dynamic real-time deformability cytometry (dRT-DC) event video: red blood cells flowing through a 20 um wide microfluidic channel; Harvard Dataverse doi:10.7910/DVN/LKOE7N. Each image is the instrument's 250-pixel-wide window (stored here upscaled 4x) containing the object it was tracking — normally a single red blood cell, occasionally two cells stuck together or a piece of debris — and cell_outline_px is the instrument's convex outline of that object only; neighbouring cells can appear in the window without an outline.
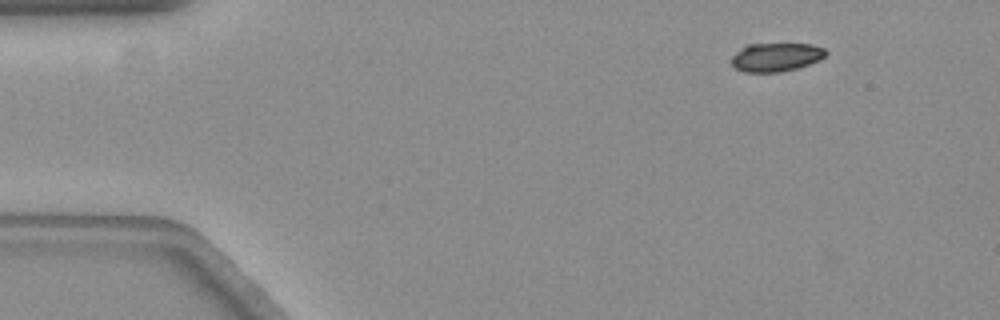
{"species": "common noctule bat (a hibernating species)", "species_latin": "Nyctalus noctula", "temperature_condition": "warm", "stored_images_in_passage": 3, "camera_frame_rate_fps": 3000, "um_per_image_px": 0.085, "animal": {"sex": "female", "body_mass_g": 19.3, "forearm_length_mm": 54.1}, "frame": {"image": 1, "passage_image": 2, "time_ms": 0.333, "image_size_px": [1000, 320], "cell_outline_px": [[828, 52], [824, 56], [808, 64], [796, 68], [780, 72], [744, 72], [736, 68], [732, 64], [732, 56], [736, 52], [748, 44], [812, 44], [824, 48]], "centroid_in_image_um": [65.95, 4.85], "position_along_channel_um": 19.1, "area_um2": 15.49}}